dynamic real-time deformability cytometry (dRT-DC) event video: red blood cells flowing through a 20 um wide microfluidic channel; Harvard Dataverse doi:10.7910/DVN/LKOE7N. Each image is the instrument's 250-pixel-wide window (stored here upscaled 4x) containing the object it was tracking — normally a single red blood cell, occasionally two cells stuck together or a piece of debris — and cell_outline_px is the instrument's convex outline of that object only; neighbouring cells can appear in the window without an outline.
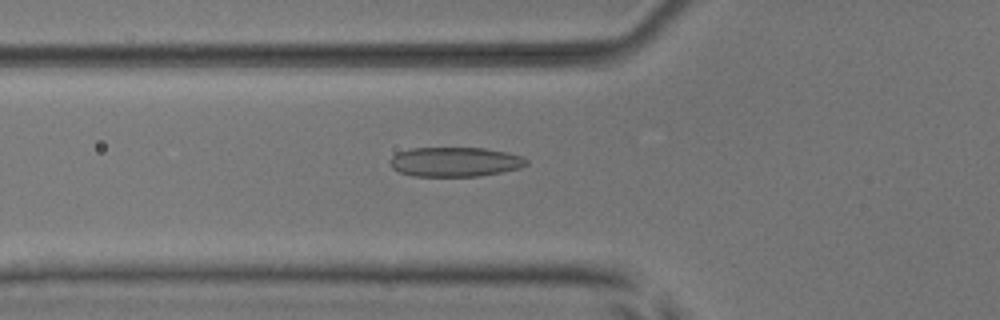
{"species": "common noctule bat (a hibernating species)", "species_latin": "Nyctalus noctula", "temperature_condition": "room temperature", "stored_images_in_passage": 47, "camera_frame_rate_fps": 3000, "um_per_image_px": 0.085, "animal": {"sex": "male", "body_mass_g": 17.9, "forearm_length_mm": 54.2}, "frame": {"image": 1, "passage_image": 13, "time_ms": 4.0, "image_size_px": [1000, 320], "cell_outline_px": [[528, 164], [520, 168], [500, 172], [476, 176], [412, 176], [400, 172], [392, 168], [388, 164], [388, 160], [396, 152], [412, 148], [484, 148], [508, 152], [520, 156], [528, 160]], "centroid_in_image_um": [38.63, 13.75], "position_along_channel_um": 87.2, "area_um2": 23.58}}
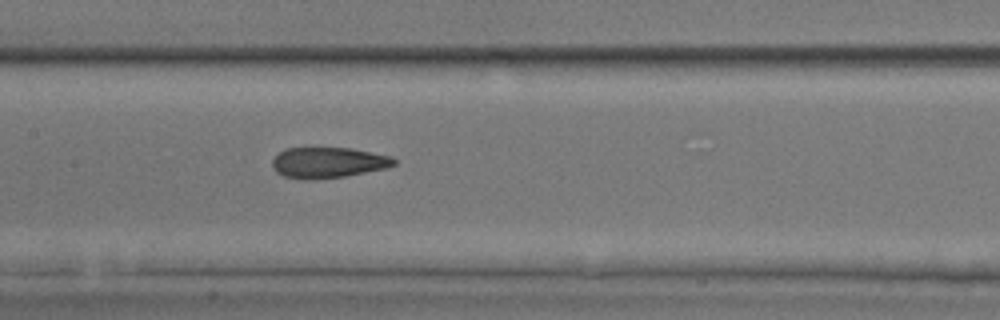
{"frame": {"image": 2, "passage_image": 20, "time_ms": 6.333, "image_size_px": [1000, 320], "cell_outline_px": [[396, 164], [384, 168], [344, 176], [312, 180], [304, 180], [284, 176], [276, 172], [272, 168], [272, 160], [284, 148], [312, 144], [352, 148], [392, 156], [396, 160]], "centroid_in_image_um": [27.82, 13.76], "position_along_channel_um": 179.6, "area_um2": 22.77}}
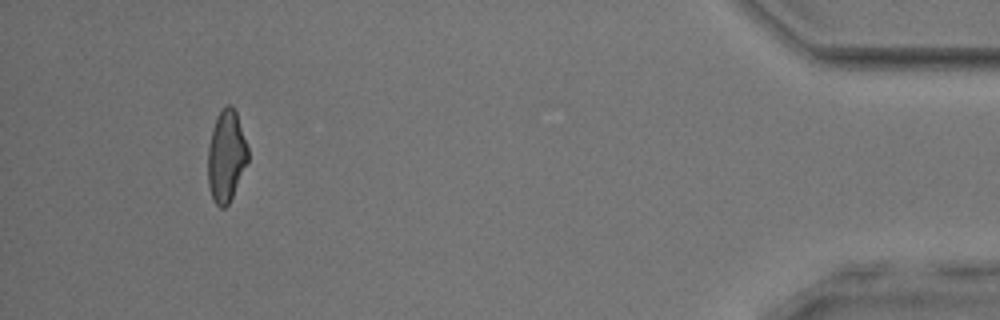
{"frame": {"image": 3, "passage_image": 43, "time_ms": 14.0, "image_size_px": [1000, 320], "cell_outline_px": [[248, 160], [232, 196], [228, 204], [224, 208], [220, 208], [212, 200], [208, 184], [208, 148], [216, 116], [228, 104], [232, 104], [236, 112], [248, 148]], "centroid_in_image_um": [19.22, 13.28], "position_along_channel_um": 416.0, "area_um2": 21.1}}